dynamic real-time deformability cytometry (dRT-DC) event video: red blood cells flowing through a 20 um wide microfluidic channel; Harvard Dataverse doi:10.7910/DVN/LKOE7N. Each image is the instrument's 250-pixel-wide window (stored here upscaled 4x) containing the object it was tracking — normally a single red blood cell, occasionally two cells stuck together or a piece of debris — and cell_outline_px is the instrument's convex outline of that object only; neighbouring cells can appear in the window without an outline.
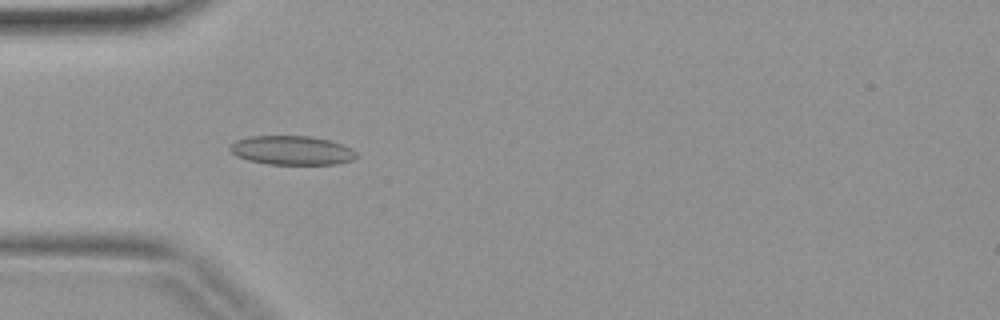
{"species": "common noctule bat (a hibernating species)", "species_latin": "Nyctalus noctula", "temperature_condition": "warm", "stored_images_in_passage": 3, "camera_frame_rate_fps": 3000, "um_per_image_px": 0.085, "animal": {"sex": "female", "body_mass_g": 19.9}, "frame": {"image": 1, "passage_image": 3, "time_ms": 0.667, "image_size_px": [1000, 320], "cell_outline_px": [[356, 156], [352, 160], [336, 164], [268, 164], [248, 160], [236, 156], [228, 148], [228, 144], [236, 140], [252, 136], [312, 136], [328, 140], [352, 148], [356, 152]], "centroid_in_image_um": [24.77, 12.78], "position_along_channel_um": 60.2, "area_um2": 21.39}}